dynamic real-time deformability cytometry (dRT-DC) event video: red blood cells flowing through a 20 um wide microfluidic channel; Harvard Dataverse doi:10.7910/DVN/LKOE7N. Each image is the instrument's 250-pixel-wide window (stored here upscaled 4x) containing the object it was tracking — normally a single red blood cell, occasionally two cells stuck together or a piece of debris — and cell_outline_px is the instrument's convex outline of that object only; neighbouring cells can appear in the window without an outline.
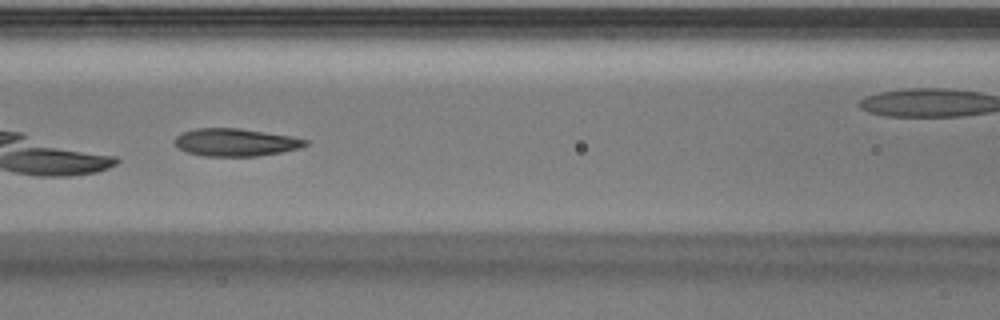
{"species": "Egyptian fruit bat (a non-hibernating species)", "species_latin": "Rousettus aegyptiacus", "temperature_condition": "warm", "stored_images_in_passage": 37, "camera_frame_rate_fps": 3000, "um_per_image_px": 0.085, "animal": {"sex": "male"}, "frame": {"image": 1, "passage_image": 16, "time_ms": 5.0, "image_size_px": [1000, 320], "cell_outline_px": [[308, 144], [300, 148], [280, 152], [256, 156], [204, 156], [188, 152], [176, 148], [176, 136], [184, 132], [196, 128], [240, 128], [292, 136], [308, 140]], "centroid_in_image_um": [20.04, 12.09], "position_along_channel_um": 146.6, "area_um2": 20.98}}